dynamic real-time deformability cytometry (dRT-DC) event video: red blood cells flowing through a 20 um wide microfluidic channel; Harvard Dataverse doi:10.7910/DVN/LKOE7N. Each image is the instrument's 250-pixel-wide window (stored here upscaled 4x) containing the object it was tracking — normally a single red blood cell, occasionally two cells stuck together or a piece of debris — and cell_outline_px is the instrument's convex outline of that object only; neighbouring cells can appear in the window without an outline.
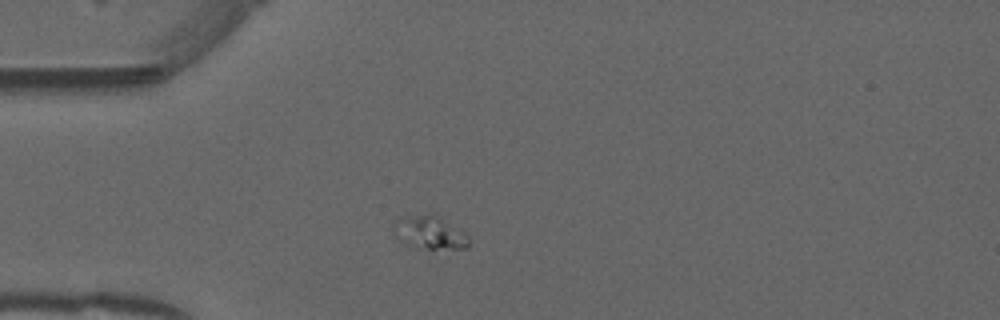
{"species": "common noctule bat (a hibernating species)", "species_latin": "Nyctalus noctula", "temperature_condition": "warm", "stored_images_in_passage": 40, "camera_frame_rate_fps": 3000, "um_per_image_px": 0.085, "animal": {"sex": "male", "forearm_length_mm": 52.5}, "frame": {"image": 1, "passage_image": 1, "time_ms": 0.0, "image_size_px": [1000, 320], "cell_outline_px": [[468, 248], [428, 248], [400, 240], [392, 232], [392, 228], [404, 216], [428, 212], [432, 212], [464, 232], [468, 236]], "centroid_in_image_um": [36.54, 19.71], "position_along_channel_um": 48.5, "area_um2": 14.1}}
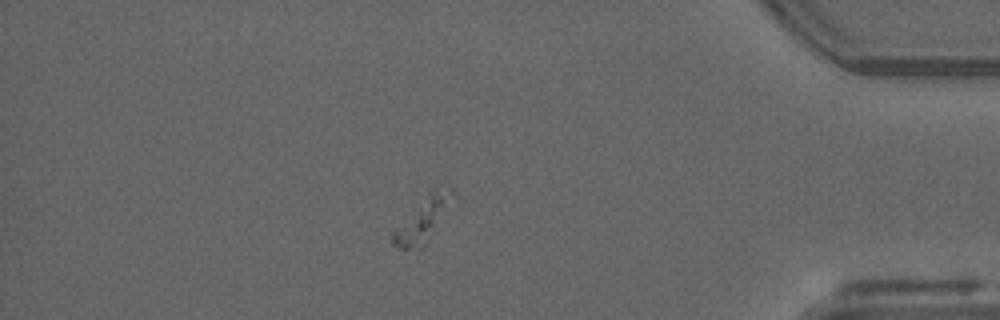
{"frame": {"image": 2, "passage_image": 33, "time_ms": 10.667, "image_size_px": [1000, 320], "cell_outline_px": [[452, 192], [424, 248], [396, 248], [392, 244], [392, 232], [428, 188], [452, 188]], "centroid_in_image_um": [35.8, 18.66], "position_along_channel_um": 399.4, "area_um2": 14.57}}